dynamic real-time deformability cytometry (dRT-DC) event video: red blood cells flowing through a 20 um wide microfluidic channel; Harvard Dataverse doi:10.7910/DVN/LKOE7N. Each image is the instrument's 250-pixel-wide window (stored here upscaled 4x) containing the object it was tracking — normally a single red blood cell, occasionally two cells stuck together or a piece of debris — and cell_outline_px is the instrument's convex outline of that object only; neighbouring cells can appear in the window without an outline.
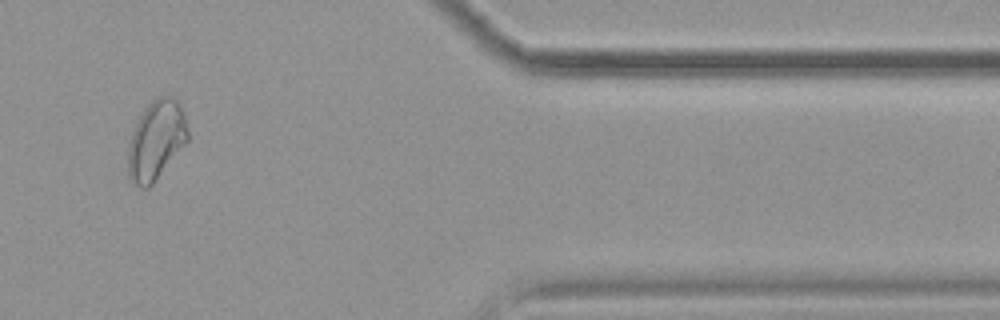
{"species": "common noctule bat (a hibernating species)", "species_latin": "Nyctalus noctula", "temperature_condition": "cold", "stored_images_in_passage": 15, "camera_frame_rate_fps": 3000, "um_per_image_px": 0.085, "animal": {"sex": "female", "body_mass_g": 19.9}, "frame": {"image": 1, "passage_image": 13, "time_ms": 16.0, "image_size_px": [1000, 320], "cell_outline_px": [[188, 140], [152, 184], [148, 188], [140, 188], [132, 184], [128, 176], [128, 144], [132, 132], [144, 108], [156, 96], [172, 96], [180, 104], [184, 112], [188, 132]], "centroid_in_image_um": [13.25, 11.91], "position_along_channel_um": 398.1, "area_um2": 27.57}, "authors_computed_cell_mechanics": {"area_um2": 20.6346, "velocity_mm_per_s": 3.5508, "shape_relaxation_time_tau1_ms": 2.8814, "shape_relaxation_time_tau2_ms": 4.5723, "deformation_change_tau1": 0.0636, "deformation_change_tau2": 0.0856}}